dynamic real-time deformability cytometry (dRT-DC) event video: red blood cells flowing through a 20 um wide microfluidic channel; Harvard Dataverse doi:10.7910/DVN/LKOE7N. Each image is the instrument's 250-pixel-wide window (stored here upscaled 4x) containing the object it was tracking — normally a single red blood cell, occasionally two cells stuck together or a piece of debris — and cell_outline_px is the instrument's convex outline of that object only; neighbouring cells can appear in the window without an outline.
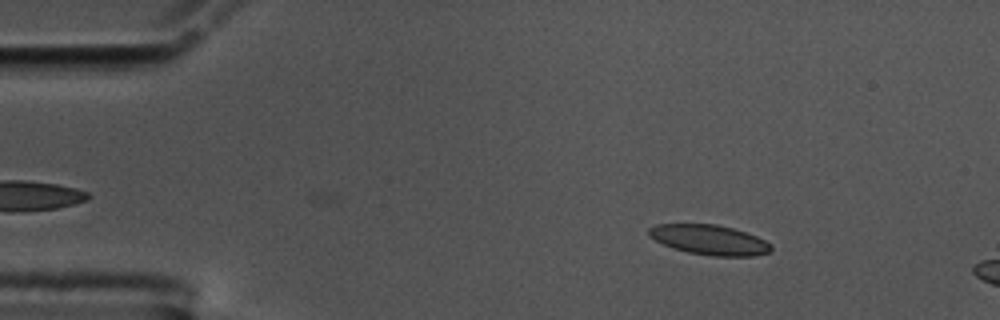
{"species": "common noctule bat (a hibernating species)", "species_latin": "Nyctalus noctula", "temperature_condition": "cold", "stored_images_in_passage": 13, "camera_frame_rate_fps": 3000, "um_per_image_px": 0.085, "animal": {"sex": "male", "body_mass_g": 17.5, "forearm_length_mm": 52.3}, "frame": {"image": 1, "passage_image": 8, "time_ms": 2.333, "image_size_px": [1000, 320], "cell_outline_px": [[772, 248], [768, 252], [752, 256], [712, 256], [688, 252], [672, 248], [648, 236], [648, 228], [656, 224], [716, 224], [732, 228], [756, 236], [772, 244]], "centroid_in_image_um": [60.27, 20.38], "position_along_channel_um": 24.7, "area_um2": 21.21}}